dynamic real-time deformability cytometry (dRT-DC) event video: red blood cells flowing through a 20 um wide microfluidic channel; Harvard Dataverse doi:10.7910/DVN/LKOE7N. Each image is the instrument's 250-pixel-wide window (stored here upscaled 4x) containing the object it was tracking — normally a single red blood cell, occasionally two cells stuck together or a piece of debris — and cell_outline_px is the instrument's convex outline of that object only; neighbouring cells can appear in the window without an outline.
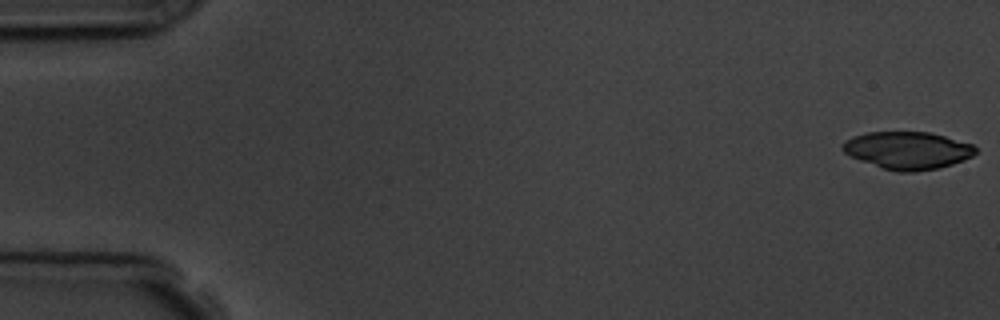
{"species": "common noctule bat (a hibernating species)", "species_latin": "Nyctalus noctula", "temperature_condition": "room temperature", "stored_images_in_passage": 6, "camera_frame_rate_fps": 3000, "um_per_image_px": 0.085, "animal": {"sex": "male", "body_mass_g": 19.5, "forearm_length_mm": 54.6}, "frame": {"image": 1, "passage_image": 1, "time_ms": 0.0, "image_size_px": [1000, 320], "cell_outline_px": [[976, 152], [972, 156], [964, 160], [952, 164], [936, 168], [916, 172], [896, 172], [860, 160], [844, 152], [840, 148], [840, 144], [844, 140], [852, 136], [868, 132], [928, 132], [944, 136], [972, 144], [976, 148]], "centroid_in_image_um": [77.11, 12.77], "position_along_channel_um": 7.9, "area_um2": 28.96}}